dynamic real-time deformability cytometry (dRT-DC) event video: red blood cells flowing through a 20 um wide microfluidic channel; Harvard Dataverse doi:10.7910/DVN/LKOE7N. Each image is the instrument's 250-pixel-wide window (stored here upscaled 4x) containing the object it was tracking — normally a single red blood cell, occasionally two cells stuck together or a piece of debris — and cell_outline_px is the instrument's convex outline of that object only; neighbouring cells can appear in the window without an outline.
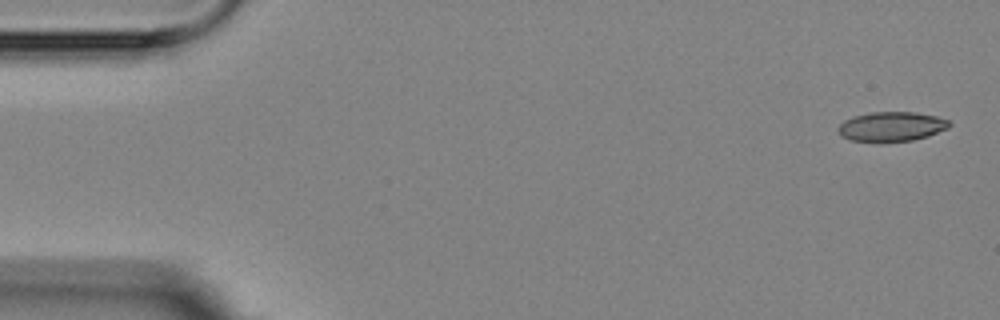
{"species": "Egyptian fruit bat (a non-hibernating species)", "species_latin": "Rousettus aegyptiacus", "temperature_condition": "room temperature", "stored_images_in_passage": 4, "camera_frame_rate_fps": 3000, "um_per_image_px": 0.085, "animal": {"sex": "female"}, "frame": {"image": 1, "passage_image": 1, "time_ms": 0.0, "image_size_px": [1000, 320], "cell_outline_px": [[952, 124], [948, 128], [928, 136], [912, 140], [880, 144], [848, 140], [840, 136], [836, 128], [844, 120], [852, 116], [868, 112], [916, 112], [936, 116], [948, 120]], "centroid_in_image_um": [75.71, 10.79], "position_along_channel_um": 9.3, "area_um2": 19.88}}